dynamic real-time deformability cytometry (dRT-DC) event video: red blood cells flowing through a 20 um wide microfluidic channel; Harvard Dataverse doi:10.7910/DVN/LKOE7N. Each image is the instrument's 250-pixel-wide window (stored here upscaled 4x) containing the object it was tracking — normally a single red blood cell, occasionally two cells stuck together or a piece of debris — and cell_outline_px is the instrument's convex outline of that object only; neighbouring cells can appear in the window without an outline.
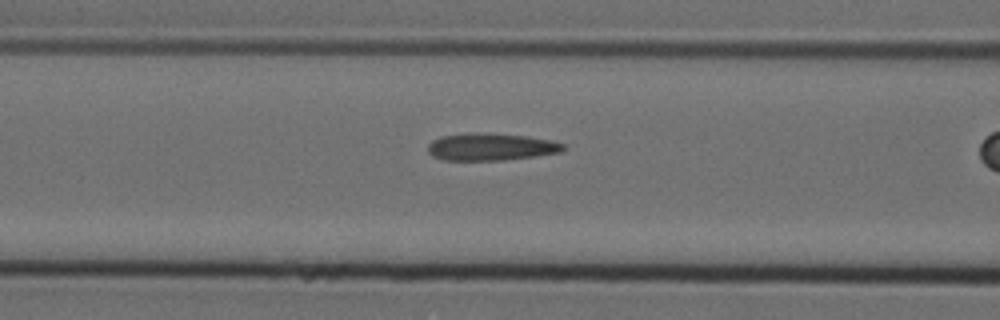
{"species": "Egyptian fruit bat (a non-hibernating species)", "species_latin": "Rousettus aegyptiacus", "temperature_condition": "cold", "stored_images_in_passage": 21, "camera_frame_rate_fps": 3000, "um_per_image_px": 0.085, "animal": {"sex": "female"}, "frame": {"image": 1, "passage_image": 7, "time_ms": 2.0, "image_size_px": [1000, 320], "cell_outline_px": [[564, 148], [560, 152], [536, 156], [504, 160], [444, 160], [432, 156], [428, 152], [428, 144], [432, 140], [440, 136], [524, 136], [548, 140], [564, 144]], "centroid_in_image_um": [41.72, 12.55], "position_along_channel_um": 124.9, "area_um2": 20.11}}
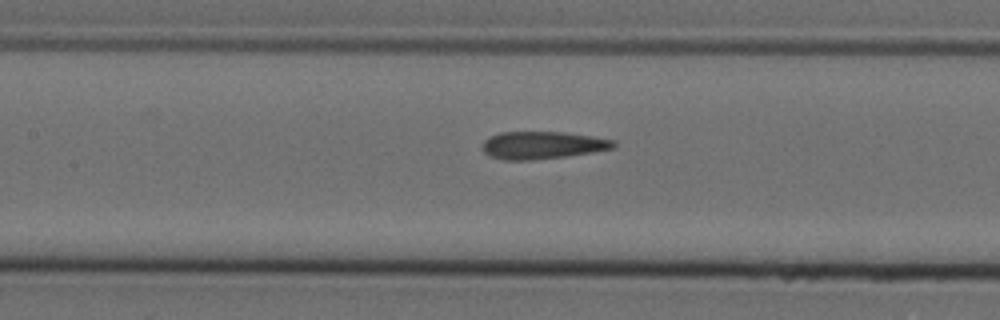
{"frame": {"image": 2, "passage_image": 10, "time_ms": 3.0, "image_size_px": [1000, 320], "cell_outline_px": [[616, 144], [612, 148], [592, 152], [564, 156], [528, 160], [504, 160], [488, 156], [484, 152], [484, 140], [488, 136], [500, 132], [564, 132], [592, 136], [616, 140]], "centroid_in_image_um": [46.08, 12.33], "position_along_channel_um": 161.3, "area_um2": 20.92}}